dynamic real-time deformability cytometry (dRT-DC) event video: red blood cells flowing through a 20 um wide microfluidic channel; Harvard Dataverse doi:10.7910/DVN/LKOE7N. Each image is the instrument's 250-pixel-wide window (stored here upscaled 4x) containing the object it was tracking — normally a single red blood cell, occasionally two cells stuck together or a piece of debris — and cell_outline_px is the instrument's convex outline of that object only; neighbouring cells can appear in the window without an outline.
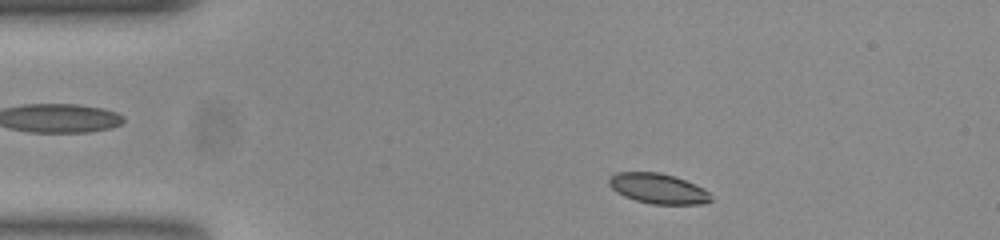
{"species": "common noctule bat (a hibernating species)", "species_latin": "Nyctalus noctula", "temperature_condition": "room temperature", "stored_images_in_passage": 49, "camera_frame_rate_fps": 3000, "um_per_image_px": 0.085, "animal": {"sex": "female", "body_mass_g": 23.0, "forearm_length_mm": 53.4}, "frame": {"image": 1, "passage_image": 4, "time_ms": 1.0, "image_size_px": [1000, 240], "cell_outline_px": [[712, 200], [704, 204], [652, 204], [636, 200], [624, 196], [616, 192], [608, 184], [608, 180], [616, 172], [660, 172], [684, 180], [704, 188], [712, 196]], "centroid_in_image_um": [55.94, 16.03], "position_along_channel_um": 29.1, "area_um2": 17.86}}
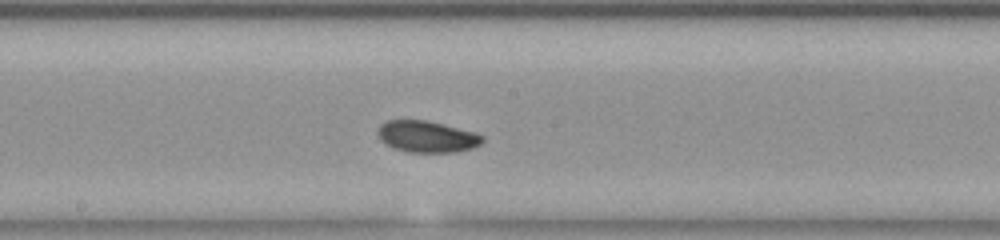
{"frame": {"image": 2, "passage_image": 23, "time_ms": 7.333, "image_size_px": [1000, 240], "cell_outline_px": [[484, 140], [480, 144], [472, 148], [456, 152], [408, 152], [392, 148], [380, 140], [380, 124], [388, 120], [424, 120], [476, 132], [484, 136]], "centroid_in_image_um": [36.32, 11.62], "position_along_channel_um": 211.9, "area_um2": 19.07}}
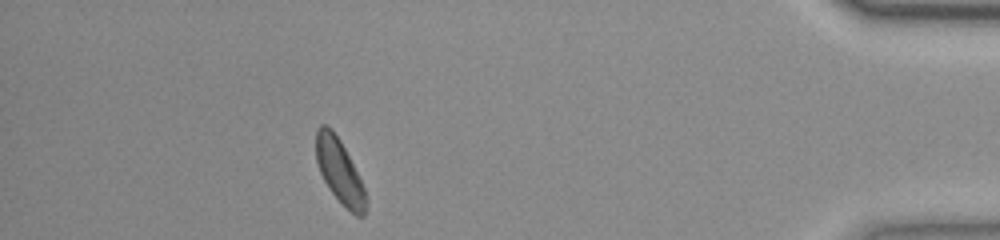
{"frame": {"image": 3, "passage_image": 43, "time_ms": 14.0, "image_size_px": [1000, 240], "cell_outline_px": [[364, 216], [356, 216], [328, 188], [320, 172], [316, 160], [316, 128], [320, 124], [324, 124], [332, 128], [340, 140], [364, 188]], "centroid_in_image_um": [28.79, 14.46], "position_along_channel_um": 406.4, "area_um2": 17.86}, "authors_computed_cell_mechanics": {"area_um2": 18.785, "velocity_mm_per_s": 3.7351, "shape_relaxation_time_tau1_ms": 2.4794, "shape_relaxation_time_tau2_ms": null, "deformation_change_tau1": 0.0776, "deformation_change_tau2": null}}